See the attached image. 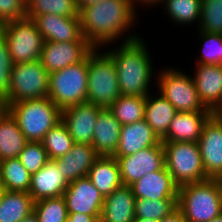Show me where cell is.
Returning <instances> with one entry per match:
<instances>
[{
	"label": "cell",
	"instance_id": "cell-1",
	"mask_svg": "<svg viewBox=\"0 0 222 222\" xmlns=\"http://www.w3.org/2000/svg\"><path fill=\"white\" fill-rule=\"evenodd\" d=\"M133 0H102L78 11L83 36L94 48L118 40L134 23ZM102 44V45H101Z\"/></svg>",
	"mask_w": 222,
	"mask_h": 222
},
{
	"label": "cell",
	"instance_id": "cell-2",
	"mask_svg": "<svg viewBox=\"0 0 222 222\" xmlns=\"http://www.w3.org/2000/svg\"><path fill=\"white\" fill-rule=\"evenodd\" d=\"M128 36L117 49L106 51L114 60L120 93L123 96H147L153 67L142 38Z\"/></svg>",
	"mask_w": 222,
	"mask_h": 222
},
{
	"label": "cell",
	"instance_id": "cell-3",
	"mask_svg": "<svg viewBox=\"0 0 222 222\" xmlns=\"http://www.w3.org/2000/svg\"><path fill=\"white\" fill-rule=\"evenodd\" d=\"M3 107L16 120L28 142H42L45 134L61 121L62 110L48 97Z\"/></svg>",
	"mask_w": 222,
	"mask_h": 222
},
{
	"label": "cell",
	"instance_id": "cell-4",
	"mask_svg": "<svg viewBox=\"0 0 222 222\" xmlns=\"http://www.w3.org/2000/svg\"><path fill=\"white\" fill-rule=\"evenodd\" d=\"M178 210L187 222H210L222 214V195L215 179L178 188Z\"/></svg>",
	"mask_w": 222,
	"mask_h": 222
},
{
	"label": "cell",
	"instance_id": "cell-5",
	"mask_svg": "<svg viewBox=\"0 0 222 222\" xmlns=\"http://www.w3.org/2000/svg\"><path fill=\"white\" fill-rule=\"evenodd\" d=\"M94 48L88 54L87 102L109 108L121 95L114 60Z\"/></svg>",
	"mask_w": 222,
	"mask_h": 222
},
{
	"label": "cell",
	"instance_id": "cell-6",
	"mask_svg": "<svg viewBox=\"0 0 222 222\" xmlns=\"http://www.w3.org/2000/svg\"><path fill=\"white\" fill-rule=\"evenodd\" d=\"M165 167L181 187L209 179L203 167L198 142H162Z\"/></svg>",
	"mask_w": 222,
	"mask_h": 222
},
{
	"label": "cell",
	"instance_id": "cell-7",
	"mask_svg": "<svg viewBox=\"0 0 222 222\" xmlns=\"http://www.w3.org/2000/svg\"><path fill=\"white\" fill-rule=\"evenodd\" d=\"M88 56L81 62L50 73L48 98L61 110L87 102Z\"/></svg>",
	"mask_w": 222,
	"mask_h": 222
},
{
	"label": "cell",
	"instance_id": "cell-8",
	"mask_svg": "<svg viewBox=\"0 0 222 222\" xmlns=\"http://www.w3.org/2000/svg\"><path fill=\"white\" fill-rule=\"evenodd\" d=\"M14 64L40 59L45 40L33 19L10 21L0 26Z\"/></svg>",
	"mask_w": 222,
	"mask_h": 222
},
{
	"label": "cell",
	"instance_id": "cell-9",
	"mask_svg": "<svg viewBox=\"0 0 222 222\" xmlns=\"http://www.w3.org/2000/svg\"><path fill=\"white\" fill-rule=\"evenodd\" d=\"M49 82L50 73L40 60L14 64L8 101L4 105L48 97Z\"/></svg>",
	"mask_w": 222,
	"mask_h": 222
},
{
	"label": "cell",
	"instance_id": "cell-10",
	"mask_svg": "<svg viewBox=\"0 0 222 222\" xmlns=\"http://www.w3.org/2000/svg\"><path fill=\"white\" fill-rule=\"evenodd\" d=\"M158 76L159 92L175 107L177 112H211L202 103L193 76L174 68L164 69Z\"/></svg>",
	"mask_w": 222,
	"mask_h": 222
},
{
	"label": "cell",
	"instance_id": "cell-11",
	"mask_svg": "<svg viewBox=\"0 0 222 222\" xmlns=\"http://www.w3.org/2000/svg\"><path fill=\"white\" fill-rule=\"evenodd\" d=\"M115 158L119 165L121 181L123 185L127 186H131L145 174L165 167V153L162 143L128 156Z\"/></svg>",
	"mask_w": 222,
	"mask_h": 222
},
{
	"label": "cell",
	"instance_id": "cell-12",
	"mask_svg": "<svg viewBox=\"0 0 222 222\" xmlns=\"http://www.w3.org/2000/svg\"><path fill=\"white\" fill-rule=\"evenodd\" d=\"M198 145L206 176L215 179L222 171V113H213L208 118Z\"/></svg>",
	"mask_w": 222,
	"mask_h": 222
},
{
	"label": "cell",
	"instance_id": "cell-13",
	"mask_svg": "<svg viewBox=\"0 0 222 222\" xmlns=\"http://www.w3.org/2000/svg\"><path fill=\"white\" fill-rule=\"evenodd\" d=\"M93 49L88 40L65 43L45 41L39 60L51 73L83 61Z\"/></svg>",
	"mask_w": 222,
	"mask_h": 222
},
{
	"label": "cell",
	"instance_id": "cell-14",
	"mask_svg": "<svg viewBox=\"0 0 222 222\" xmlns=\"http://www.w3.org/2000/svg\"><path fill=\"white\" fill-rule=\"evenodd\" d=\"M63 197L68 213H83L90 216H101L104 197L88 177L70 182Z\"/></svg>",
	"mask_w": 222,
	"mask_h": 222
},
{
	"label": "cell",
	"instance_id": "cell-15",
	"mask_svg": "<svg viewBox=\"0 0 222 222\" xmlns=\"http://www.w3.org/2000/svg\"><path fill=\"white\" fill-rule=\"evenodd\" d=\"M102 109L85 102L62 110L61 121L67 127L74 143L92 144L95 123Z\"/></svg>",
	"mask_w": 222,
	"mask_h": 222
},
{
	"label": "cell",
	"instance_id": "cell-16",
	"mask_svg": "<svg viewBox=\"0 0 222 222\" xmlns=\"http://www.w3.org/2000/svg\"><path fill=\"white\" fill-rule=\"evenodd\" d=\"M194 83L204 106L212 113H222V66L196 64Z\"/></svg>",
	"mask_w": 222,
	"mask_h": 222
},
{
	"label": "cell",
	"instance_id": "cell-17",
	"mask_svg": "<svg viewBox=\"0 0 222 222\" xmlns=\"http://www.w3.org/2000/svg\"><path fill=\"white\" fill-rule=\"evenodd\" d=\"M45 41L72 42L87 40L81 31L79 17L42 14L33 18Z\"/></svg>",
	"mask_w": 222,
	"mask_h": 222
},
{
	"label": "cell",
	"instance_id": "cell-18",
	"mask_svg": "<svg viewBox=\"0 0 222 222\" xmlns=\"http://www.w3.org/2000/svg\"><path fill=\"white\" fill-rule=\"evenodd\" d=\"M136 199H178V186L164 167L161 170L145 174L131 185Z\"/></svg>",
	"mask_w": 222,
	"mask_h": 222
},
{
	"label": "cell",
	"instance_id": "cell-19",
	"mask_svg": "<svg viewBox=\"0 0 222 222\" xmlns=\"http://www.w3.org/2000/svg\"><path fill=\"white\" fill-rule=\"evenodd\" d=\"M99 157L92 145L75 143L70 152L53 161L65 180L70 183L78 178L87 177L93 163Z\"/></svg>",
	"mask_w": 222,
	"mask_h": 222
},
{
	"label": "cell",
	"instance_id": "cell-20",
	"mask_svg": "<svg viewBox=\"0 0 222 222\" xmlns=\"http://www.w3.org/2000/svg\"><path fill=\"white\" fill-rule=\"evenodd\" d=\"M53 160H49L41 169L31 175L28 193L34 202L53 197L63 196L69 183L59 172Z\"/></svg>",
	"mask_w": 222,
	"mask_h": 222
},
{
	"label": "cell",
	"instance_id": "cell-21",
	"mask_svg": "<svg viewBox=\"0 0 222 222\" xmlns=\"http://www.w3.org/2000/svg\"><path fill=\"white\" fill-rule=\"evenodd\" d=\"M161 143L162 140L145 120L123 125L120 130L117 152L113 157L128 156Z\"/></svg>",
	"mask_w": 222,
	"mask_h": 222
},
{
	"label": "cell",
	"instance_id": "cell-22",
	"mask_svg": "<svg viewBox=\"0 0 222 222\" xmlns=\"http://www.w3.org/2000/svg\"><path fill=\"white\" fill-rule=\"evenodd\" d=\"M212 112H177L162 142H198Z\"/></svg>",
	"mask_w": 222,
	"mask_h": 222
},
{
	"label": "cell",
	"instance_id": "cell-23",
	"mask_svg": "<svg viewBox=\"0 0 222 222\" xmlns=\"http://www.w3.org/2000/svg\"><path fill=\"white\" fill-rule=\"evenodd\" d=\"M121 124L108 108H103L95 123L92 146L99 156L113 157L117 152Z\"/></svg>",
	"mask_w": 222,
	"mask_h": 222
},
{
	"label": "cell",
	"instance_id": "cell-24",
	"mask_svg": "<svg viewBox=\"0 0 222 222\" xmlns=\"http://www.w3.org/2000/svg\"><path fill=\"white\" fill-rule=\"evenodd\" d=\"M135 200L131 186L122 185L104 197L99 222H133L135 219Z\"/></svg>",
	"mask_w": 222,
	"mask_h": 222
},
{
	"label": "cell",
	"instance_id": "cell-25",
	"mask_svg": "<svg viewBox=\"0 0 222 222\" xmlns=\"http://www.w3.org/2000/svg\"><path fill=\"white\" fill-rule=\"evenodd\" d=\"M87 177L103 197L110 195L123 185L115 157L100 156L93 163Z\"/></svg>",
	"mask_w": 222,
	"mask_h": 222
},
{
	"label": "cell",
	"instance_id": "cell-26",
	"mask_svg": "<svg viewBox=\"0 0 222 222\" xmlns=\"http://www.w3.org/2000/svg\"><path fill=\"white\" fill-rule=\"evenodd\" d=\"M27 143L16 120L3 108L0 111V161L18 158Z\"/></svg>",
	"mask_w": 222,
	"mask_h": 222
},
{
	"label": "cell",
	"instance_id": "cell-27",
	"mask_svg": "<svg viewBox=\"0 0 222 222\" xmlns=\"http://www.w3.org/2000/svg\"><path fill=\"white\" fill-rule=\"evenodd\" d=\"M159 97L146 96L144 120L162 139L169 129L170 123L177 113L175 107L161 94Z\"/></svg>",
	"mask_w": 222,
	"mask_h": 222
},
{
	"label": "cell",
	"instance_id": "cell-28",
	"mask_svg": "<svg viewBox=\"0 0 222 222\" xmlns=\"http://www.w3.org/2000/svg\"><path fill=\"white\" fill-rule=\"evenodd\" d=\"M34 211V200L28 192L7 191L0 203V222H20Z\"/></svg>",
	"mask_w": 222,
	"mask_h": 222
},
{
	"label": "cell",
	"instance_id": "cell-29",
	"mask_svg": "<svg viewBox=\"0 0 222 222\" xmlns=\"http://www.w3.org/2000/svg\"><path fill=\"white\" fill-rule=\"evenodd\" d=\"M31 175L18 158L0 161V186L7 191L28 192Z\"/></svg>",
	"mask_w": 222,
	"mask_h": 222
},
{
	"label": "cell",
	"instance_id": "cell-30",
	"mask_svg": "<svg viewBox=\"0 0 222 222\" xmlns=\"http://www.w3.org/2000/svg\"><path fill=\"white\" fill-rule=\"evenodd\" d=\"M146 96L120 95L108 108L121 126L144 120Z\"/></svg>",
	"mask_w": 222,
	"mask_h": 222
},
{
	"label": "cell",
	"instance_id": "cell-31",
	"mask_svg": "<svg viewBox=\"0 0 222 222\" xmlns=\"http://www.w3.org/2000/svg\"><path fill=\"white\" fill-rule=\"evenodd\" d=\"M54 14L65 17H79L76 0H30L26 5V16Z\"/></svg>",
	"mask_w": 222,
	"mask_h": 222
},
{
	"label": "cell",
	"instance_id": "cell-32",
	"mask_svg": "<svg viewBox=\"0 0 222 222\" xmlns=\"http://www.w3.org/2000/svg\"><path fill=\"white\" fill-rule=\"evenodd\" d=\"M42 144L49 160H54L70 152L75 143L65 124L60 121L45 134Z\"/></svg>",
	"mask_w": 222,
	"mask_h": 222
},
{
	"label": "cell",
	"instance_id": "cell-33",
	"mask_svg": "<svg viewBox=\"0 0 222 222\" xmlns=\"http://www.w3.org/2000/svg\"><path fill=\"white\" fill-rule=\"evenodd\" d=\"M177 200L178 199H136L135 218H147L160 221L178 209Z\"/></svg>",
	"mask_w": 222,
	"mask_h": 222
},
{
	"label": "cell",
	"instance_id": "cell-34",
	"mask_svg": "<svg viewBox=\"0 0 222 222\" xmlns=\"http://www.w3.org/2000/svg\"><path fill=\"white\" fill-rule=\"evenodd\" d=\"M167 15L178 24H192L200 20L201 0H162Z\"/></svg>",
	"mask_w": 222,
	"mask_h": 222
},
{
	"label": "cell",
	"instance_id": "cell-35",
	"mask_svg": "<svg viewBox=\"0 0 222 222\" xmlns=\"http://www.w3.org/2000/svg\"><path fill=\"white\" fill-rule=\"evenodd\" d=\"M34 212L39 222H66L69 215L63 196L34 202Z\"/></svg>",
	"mask_w": 222,
	"mask_h": 222
},
{
	"label": "cell",
	"instance_id": "cell-36",
	"mask_svg": "<svg viewBox=\"0 0 222 222\" xmlns=\"http://www.w3.org/2000/svg\"><path fill=\"white\" fill-rule=\"evenodd\" d=\"M200 31L222 34V0H201Z\"/></svg>",
	"mask_w": 222,
	"mask_h": 222
},
{
	"label": "cell",
	"instance_id": "cell-37",
	"mask_svg": "<svg viewBox=\"0 0 222 222\" xmlns=\"http://www.w3.org/2000/svg\"><path fill=\"white\" fill-rule=\"evenodd\" d=\"M200 32L203 47L197 64L222 65V34Z\"/></svg>",
	"mask_w": 222,
	"mask_h": 222
},
{
	"label": "cell",
	"instance_id": "cell-38",
	"mask_svg": "<svg viewBox=\"0 0 222 222\" xmlns=\"http://www.w3.org/2000/svg\"><path fill=\"white\" fill-rule=\"evenodd\" d=\"M18 159L30 175L36 173L49 161L42 142H28L19 154Z\"/></svg>",
	"mask_w": 222,
	"mask_h": 222
},
{
	"label": "cell",
	"instance_id": "cell-39",
	"mask_svg": "<svg viewBox=\"0 0 222 222\" xmlns=\"http://www.w3.org/2000/svg\"><path fill=\"white\" fill-rule=\"evenodd\" d=\"M14 63L10 56L5 38L0 34V102L8 101V91L11 82V72Z\"/></svg>",
	"mask_w": 222,
	"mask_h": 222
},
{
	"label": "cell",
	"instance_id": "cell-40",
	"mask_svg": "<svg viewBox=\"0 0 222 222\" xmlns=\"http://www.w3.org/2000/svg\"><path fill=\"white\" fill-rule=\"evenodd\" d=\"M26 16V4L23 0H0V26Z\"/></svg>",
	"mask_w": 222,
	"mask_h": 222
},
{
	"label": "cell",
	"instance_id": "cell-41",
	"mask_svg": "<svg viewBox=\"0 0 222 222\" xmlns=\"http://www.w3.org/2000/svg\"><path fill=\"white\" fill-rule=\"evenodd\" d=\"M101 216H90L83 213H69L66 222H99Z\"/></svg>",
	"mask_w": 222,
	"mask_h": 222
},
{
	"label": "cell",
	"instance_id": "cell-42",
	"mask_svg": "<svg viewBox=\"0 0 222 222\" xmlns=\"http://www.w3.org/2000/svg\"><path fill=\"white\" fill-rule=\"evenodd\" d=\"M159 222H187L183 214L177 209L170 216L163 218Z\"/></svg>",
	"mask_w": 222,
	"mask_h": 222
},
{
	"label": "cell",
	"instance_id": "cell-43",
	"mask_svg": "<svg viewBox=\"0 0 222 222\" xmlns=\"http://www.w3.org/2000/svg\"><path fill=\"white\" fill-rule=\"evenodd\" d=\"M101 1L102 0H76V5L79 11L82 7L95 5L97 3H100Z\"/></svg>",
	"mask_w": 222,
	"mask_h": 222
},
{
	"label": "cell",
	"instance_id": "cell-44",
	"mask_svg": "<svg viewBox=\"0 0 222 222\" xmlns=\"http://www.w3.org/2000/svg\"><path fill=\"white\" fill-rule=\"evenodd\" d=\"M20 222H39L36 213L33 211L28 216H25Z\"/></svg>",
	"mask_w": 222,
	"mask_h": 222
},
{
	"label": "cell",
	"instance_id": "cell-45",
	"mask_svg": "<svg viewBox=\"0 0 222 222\" xmlns=\"http://www.w3.org/2000/svg\"><path fill=\"white\" fill-rule=\"evenodd\" d=\"M134 1V3L137 1L139 4H148V5H153V4H157V3H159V4H161L160 2L162 1V0H133ZM140 2H142V3H140Z\"/></svg>",
	"mask_w": 222,
	"mask_h": 222
},
{
	"label": "cell",
	"instance_id": "cell-46",
	"mask_svg": "<svg viewBox=\"0 0 222 222\" xmlns=\"http://www.w3.org/2000/svg\"><path fill=\"white\" fill-rule=\"evenodd\" d=\"M216 182L218 183L219 185V189H220V192H221V195H222V171L221 173L215 178Z\"/></svg>",
	"mask_w": 222,
	"mask_h": 222
},
{
	"label": "cell",
	"instance_id": "cell-47",
	"mask_svg": "<svg viewBox=\"0 0 222 222\" xmlns=\"http://www.w3.org/2000/svg\"><path fill=\"white\" fill-rule=\"evenodd\" d=\"M133 222H159L158 220L135 218Z\"/></svg>",
	"mask_w": 222,
	"mask_h": 222
},
{
	"label": "cell",
	"instance_id": "cell-48",
	"mask_svg": "<svg viewBox=\"0 0 222 222\" xmlns=\"http://www.w3.org/2000/svg\"><path fill=\"white\" fill-rule=\"evenodd\" d=\"M210 222H222V214H220L216 218L212 219Z\"/></svg>",
	"mask_w": 222,
	"mask_h": 222
},
{
	"label": "cell",
	"instance_id": "cell-49",
	"mask_svg": "<svg viewBox=\"0 0 222 222\" xmlns=\"http://www.w3.org/2000/svg\"><path fill=\"white\" fill-rule=\"evenodd\" d=\"M4 191L5 190L0 186V203H1L2 195H3Z\"/></svg>",
	"mask_w": 222,
	"mask_h": 222
},
{
	"label": "cell",
	"instance_id": "cell-50",
	"mask_svg": "<svg viewBox=\"0 0 222 222\" xmlns=\"http://www.w3.org/2000/svg\"><path fill=\"white\" fill-rule=\"evenodd\" d=\"M3 104L0 102V111L3 109Z\"/></svg>",
	"mask_w": 222,
	"mask_h": 222
},
{
	"label": "cell",
	"instance_id": "cell-51",
	"mask_svg": "<svg viewBox=\"0 0 222 222\" xmlns=\"http://www.w3.org/2000/svg\"><path fill=\"white\" fill-rule=\"evenodd\" d=\"M23 1H24V3L27 5L30 0H23Z\"/></svg>",
	"mask_w": 222,
	"mask_h": 222
}]
</instances>
